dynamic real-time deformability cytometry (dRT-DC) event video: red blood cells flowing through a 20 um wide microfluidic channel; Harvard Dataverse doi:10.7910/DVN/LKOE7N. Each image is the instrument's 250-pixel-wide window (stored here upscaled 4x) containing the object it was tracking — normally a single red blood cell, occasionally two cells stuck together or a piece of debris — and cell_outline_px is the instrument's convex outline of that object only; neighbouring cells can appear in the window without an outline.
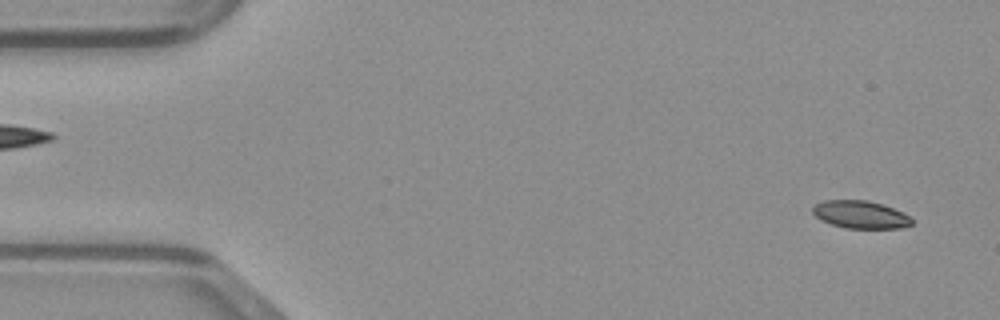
{"species": "common noctule bat (a hibernating species)", "species_latin": "Nyctalus noctula", "temperature_condition": "warm", "stored_images_in_passage": 49, "camera_frame_rate_fps": 3000, "um_per_image_px": 0.085, "animal": {"sex": "male", "body_mass_g": 23.1, "forearm_length_mm": 52.7}, "frame": {"image": 1, "passage_image": 2, "time_ms": 0.333, "image_size_px": [1000, 320], "cell_outline_px": [[912, 224], [900, 228], [844, 228], [820, 220], [812, 212], [812, 208], [816, 204], [824, 200], [868, 200], [884, 204], [912, 216]], "centroid_in_image_um": [73.16, 18.23], "position_along_channel_um": 11.8, "area_um2": 16.13}}
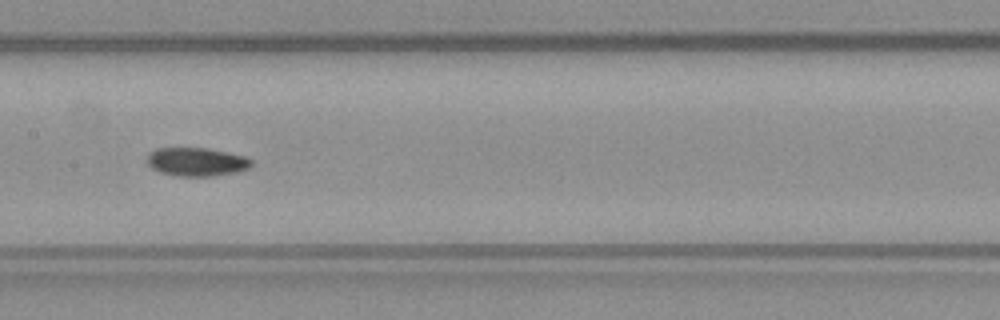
{"frame": {"image": 2, "passage_image": 23, "time_ms": 7.333, "image_size_px": [1000, 320], "cell_outline_px": [[252, 164], [248, 168], [236, 172], [212, 176], [176, 176], [160, 172], [152, 168], [148, 164], [148, 152], [156, 148], [208, 148], [248, 156], [252, 160]], "centroid_in_image_um": [16.72, 13.75], "position_along_channel_um": 190.7, "area_um2": 17.46}}
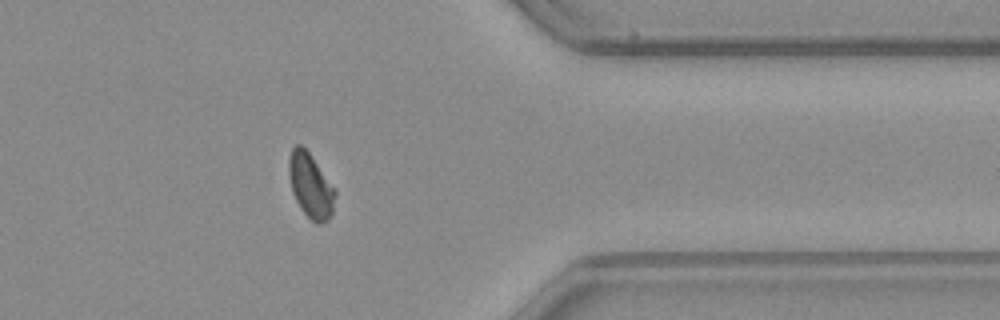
{"frame": {"image": 3, "passage_image": 38, "time_ms": 12.333, "image_size_px": [1000, 320], "cell_outline_px": [[336, 192], [332, 212], [328, 220], [320, 224], [316, 224], [300, 208], [292, 192], [288, 172], [288, 160], [292, 148], [296, 144], [300, 144], [312, 156], [336, 188]], "centroid_in_image_um": [26.4, 15.77], "position_along_channel_um": 385.0, "area_um2": 17.51}}